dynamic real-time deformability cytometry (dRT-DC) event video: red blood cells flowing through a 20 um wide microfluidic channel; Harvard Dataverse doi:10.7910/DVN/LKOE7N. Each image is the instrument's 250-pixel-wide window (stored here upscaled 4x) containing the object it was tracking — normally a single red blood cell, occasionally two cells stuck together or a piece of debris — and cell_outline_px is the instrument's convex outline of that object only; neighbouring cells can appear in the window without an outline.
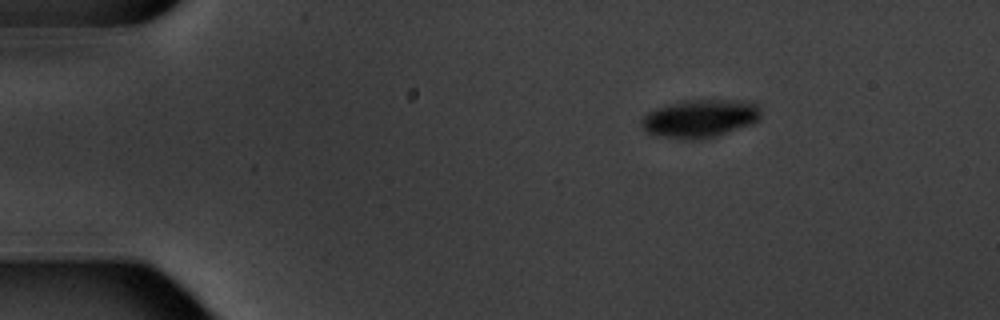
{"species": "common noctule bat (a hibernating species)", "species_latin": "Nyctalus noctula", "temperature_condition": "warm", "stored_images_in_passage": 9, "camera_frame_rate_fps": 3000, "um_per_image_px": 0.085, "animal": {"sex": "male", "body_mass_g": 20.1, "forearm_length_mm": 53.5}, "frame": {"image": 1, "passage_image": 1, "time_ms": 0.0, "image_size_px": [1000, 320], "cell_outline_px": [[760, 116], [756, 120], [748, 124], [716, 136], [700, 140], [688, 140], [664, 136], [648, 132], [640, 124], [640, 120], [648, 112], [656, 108], [668, 104], [688, 100], [756, 100], [760, 104]], "centroid_in_image_um": [59.53, 10.05], "position_along_channel_um": 25.5, "area_um2": 26.36}}
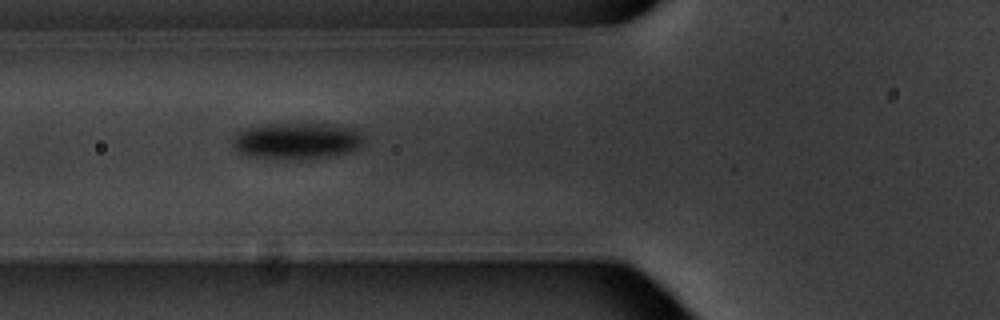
{"frame": {"image": 2, "passage_image": 4, "time_ms": 4.333, "image_size_px": [1000, 320], "cell_outline_px": [[364, 140], [360, 148], [352, 152], [328, 156], [300, 160], [284, 160], [248, 156], [236, 152], [232, 148], [232, 140], [240, 132], [248, 128], [264, 124], [324, 124], [352, 128], [360, 132]], "centroid_in_image_um": [25.22, 12.01], "position_along_channel_um": 100.6, "area_um2": 28.15}}
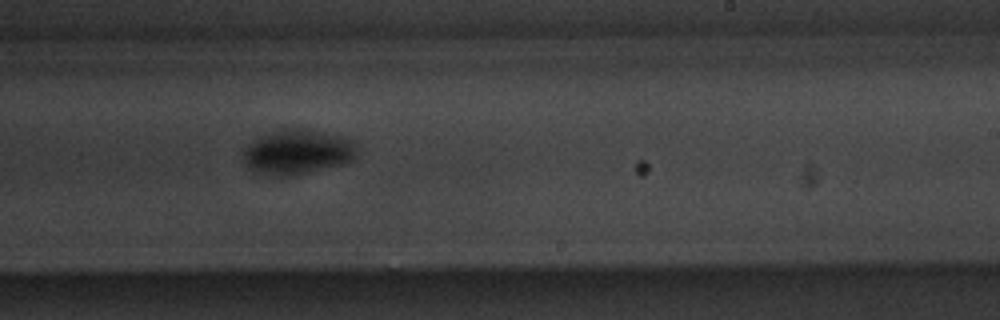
{"frame": {"image": 3, "passage_image": 8, "time_ms": 9.0, "image_size_px": [1000, 320], "cell_outline_px": [[356, 156], [352, 160], [344, 164], [308, 172], [288, 176], [276, 176], [260, 172], [252, 168], [244, 160], [244, 152], [248, 144], [272, 132], [284, 128], [304, 128], [340, 136], [352, 140], [356, 144]], "centroid_in_image_um": [25.35, 12.91], "position_along_channel_um": 263.6, "area_um2": 29.07}}